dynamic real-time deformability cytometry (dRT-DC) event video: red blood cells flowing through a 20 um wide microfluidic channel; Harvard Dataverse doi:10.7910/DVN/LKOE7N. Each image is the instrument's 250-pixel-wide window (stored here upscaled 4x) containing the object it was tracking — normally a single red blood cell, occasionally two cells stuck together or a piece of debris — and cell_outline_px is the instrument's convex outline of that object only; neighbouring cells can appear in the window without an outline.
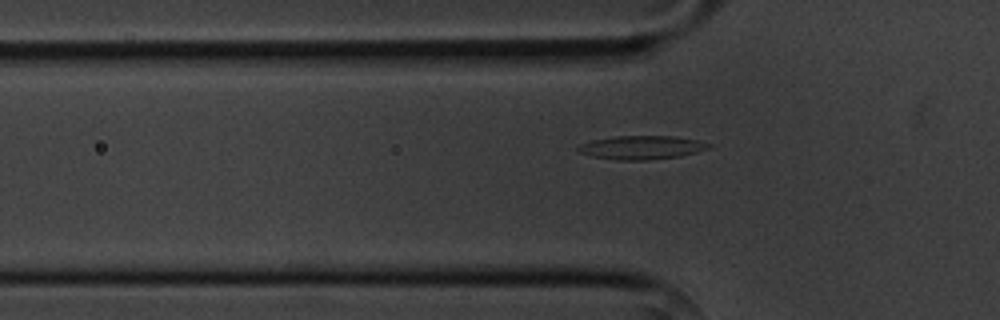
{"species": "common noctule bat (a hibernating species)", "species_latin": "Nyctalus noctula", "temperature_condition": "cold", "stored_images_in_passage": 2, "camera_frame_rate_fps": 3000, "um_per_image_px": 0.085, "animal": {"sex": "male", "body_mass_g": 20.1, "forearm_length_mm": 53.5}, "frame": {"image": 1, "passage_image": 2, "time_ms": 2.0, "image_size_px": [1000, 320], "cell_outline_px": [[712, 144], [708, 148], [696, 152], [680, 156], [648, 160], [616, 160], [592, 156], [580, 152], [576, 148], [580, 144], [592, 140], [616, 136], [676, 136], [696, 140]], "centroid_in_image_um": [54.52, 12.53], "position_along_channel_um": 71.3, "area_um2": 17.86}}